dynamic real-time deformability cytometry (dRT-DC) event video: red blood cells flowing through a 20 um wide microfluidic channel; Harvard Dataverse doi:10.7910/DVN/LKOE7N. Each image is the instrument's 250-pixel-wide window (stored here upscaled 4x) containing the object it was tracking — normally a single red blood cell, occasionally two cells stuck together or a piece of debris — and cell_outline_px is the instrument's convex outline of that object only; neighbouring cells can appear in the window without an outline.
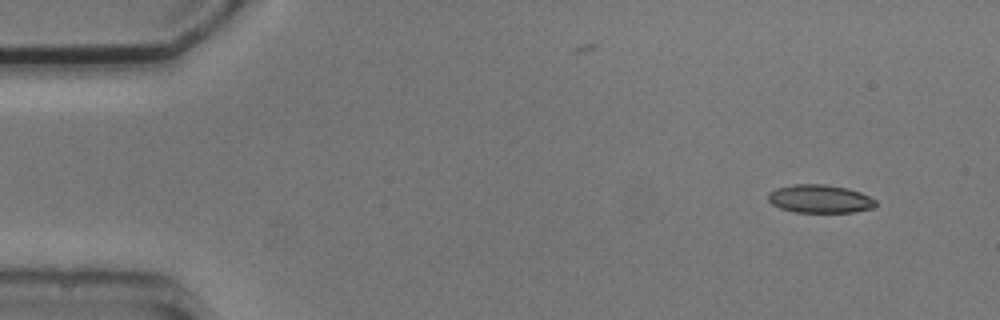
{"species": "common noctule bat (a hibernating species)", "species_latin": "Nyctalus noctula", "temperature_condition": "cold", "stored_images_in_passage": 3, "camera_frame_rate_fps": 3000, "um_per_image_px": 0.085, "animal": {"sex": "male", "body_mass_g": 20.5, "forearm_length_mm": 52.5}, "frame": {"image": 1, "passage_image": 1, "time_ms": 0.0, "image_size_px": [1000, 320], "cell_outline_px": [[876, 204], [872, 208], [852, 212], [796, 212], [780, 208], [772, 204], [768, 200], [768, 192], [776, 188], [792, 184], [824, 184], [848, 188], [860, 192], [876, 200]], "centroid_in_image_um": [69.66, 16.89], "position_along_channel_um": 15.3, "area_um2": 17.69}}
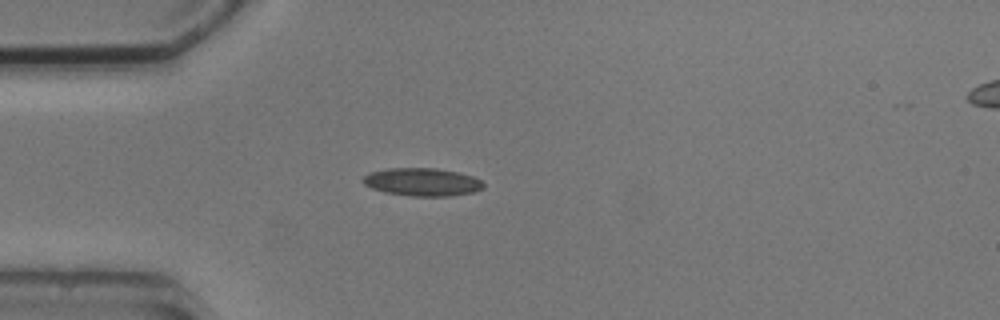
{"frame": {"image": 2, "passage_image": 3, "time_ms": 3.333, "image_size_px": [1000, 320], "cell_outline_px": [[484, 188], [472, 192], [452, 196], [412, 196], [384, 192], [372, 188], [364, 184], [360, 180], [368, 172], [388, 168], [436, 168], [456, 172], [472, 176], [480, 180], [484, 184]], "centroid_in_image_um": [35.85, 15.47], "position_along_channel_um": 49.1, "area_um2": 19.65}}